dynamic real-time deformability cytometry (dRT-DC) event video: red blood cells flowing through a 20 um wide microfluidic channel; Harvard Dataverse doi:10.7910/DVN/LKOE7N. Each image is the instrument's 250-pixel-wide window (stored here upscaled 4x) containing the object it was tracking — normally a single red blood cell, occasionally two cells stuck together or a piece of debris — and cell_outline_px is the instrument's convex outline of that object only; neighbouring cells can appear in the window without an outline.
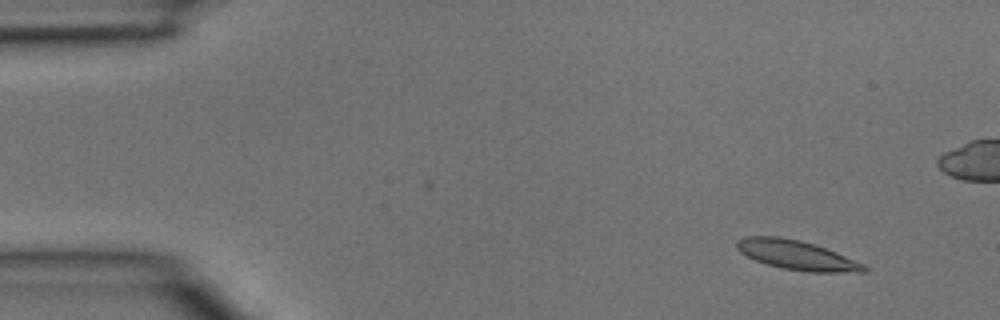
{"species": "common noctule bat (a hibernating species)", "species_latin": "Nyctalus noctula", "temperature_condition": "room temperature", "stored_images_in_passage": 4, "segment_of_instrument_passage": [2, 2], "camera_frame_rate_fps": 3000, "um_per_image_px": 0.085, "animal": {"sex": "male", "body_mass_g": 15.6}, "frame": {"image": 1, "passage_image": 4, "time_ms": 1.0, "image_size_px": [1000, 320], "cell_outline_px": [[868, 272], [808, 272], [784, 268], [768, 264], [756, 260], [740, 252], [736, 248], [736, 240], [744, 236], [780, 236], [800, 240], [836, 252], [864, 264], [868, 268]], "centroid_in_image_um": [67.71, 21.67], "position_along_channel_um": 17.3, "area_um2": 21.62}}